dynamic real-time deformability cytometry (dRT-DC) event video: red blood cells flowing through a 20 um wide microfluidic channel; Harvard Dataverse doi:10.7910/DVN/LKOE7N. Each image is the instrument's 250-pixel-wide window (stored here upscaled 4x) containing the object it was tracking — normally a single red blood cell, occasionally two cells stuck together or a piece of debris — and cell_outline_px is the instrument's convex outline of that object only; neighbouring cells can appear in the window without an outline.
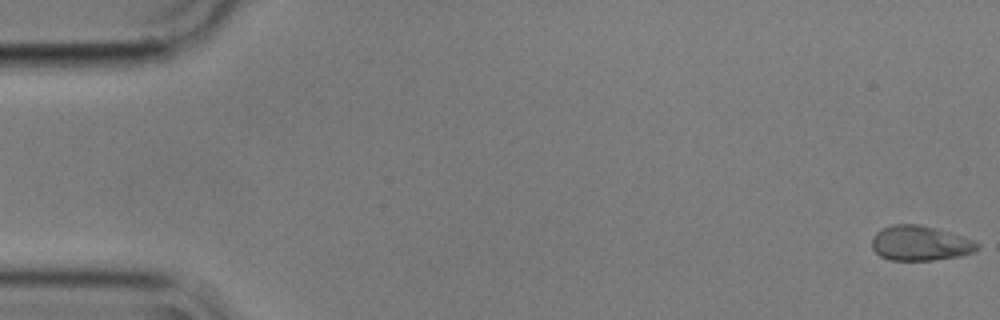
{"species": "common noctule bat (a hibernating species)", "species_latin": "Nyctalus noctula", "temperature_condition": "cold", "stored_images_in_passage": 55, "camera_frame_rate_fps": 3000, "um_per_image_px": 0.085, "animal": {"sex": "male", "body_mass_g": 17.9}, "frame": {"image": 1, "passage_image": 1, "time_ms": 0.0, "image_size_px": [1000, 320], "cell_outline_px": [[980, 248], [976, 252], [960, 256], [932, 260], [888, 260], [880, 256], [872, 248], [872, 236], [880, 228], [892, 224], [920, 224], [936, 228], [972, 240], [980, 244]], "centroid_in_image_um": [78.19, 20.67], "position_along_channel_um": 6.8, "area_um2": 21.62}}
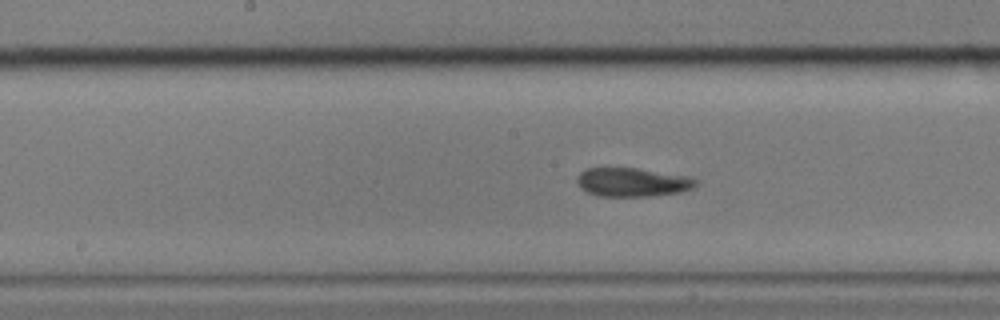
{"frame": {"image": 2, "passage_image": 27, "time_ms": 8.667, "image_size_px": [1000, 320], "cell_outline_px": [[700, 180], [692, 188], [680, 192], [656, 196], [596, 196], [580, 188], [576, 180], [576, 176], [584, 168], [636, 168], [688, 176]], "centroid_in_image_um": [53.74, 15.49], "position_along_channel_um": 194.5, "area_um2": 20.11}}
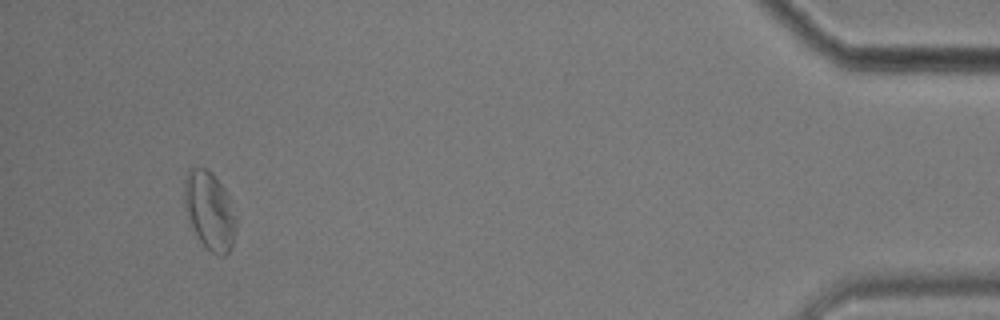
{"frame": {"image": 3, "passage_image": 52, "time_ms": 17.0, "image_size_px": [1000, 320], "cell_outline_px": [[236, 232], [232, 248], [224, 256], [220, 256], [212, 252], [200, 240], [188, 224], [184, 208], [184, 180], [188, 168], [208, 168], [212, 172], [224, 188], [228, 196], [236, 216]], "centroid_in_image_um": [17.8, 17.9], "position_along_channel_um": 417.4, "area_um2": 23.99}, "authors_computed_cell_mechanics": {"area_um2": 20.6346, "velocity_mm_per_s": 3.5481, "shape_relaxation_time_tau1_ms": 6.901, "shape_relaxation_time_tau2_ms": 3.7109, "deformation_change_tau1": 0.1796, "deformation_change_tau2": 0.0843}}